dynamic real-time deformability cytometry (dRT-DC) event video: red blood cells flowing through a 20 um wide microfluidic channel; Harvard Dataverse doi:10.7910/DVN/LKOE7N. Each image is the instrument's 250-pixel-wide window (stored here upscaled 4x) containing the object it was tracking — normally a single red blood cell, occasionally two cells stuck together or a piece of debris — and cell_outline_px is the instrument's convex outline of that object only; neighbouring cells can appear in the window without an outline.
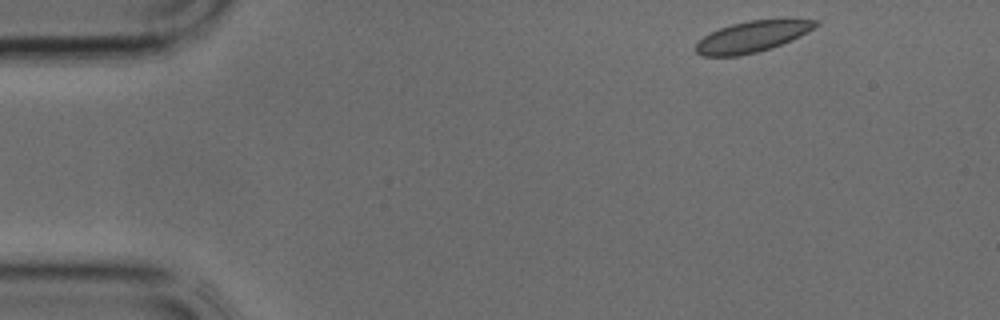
{"species": "common noctule bat (a hibernating species)", "species_latin": "Nyctalus noctula", "temperature_condition": "cold", "stored_images_in_passage": 36, "camera_frame_rate_fps": 3000, "um_per_image_px": 0.085, "animal": {"sex": "male", "body_mass_g": 17.9, "forearm_length_mm": 54.2}, "frame": {"image": 1, "passage_image": 1, "time_ms": 0.0, "image_size_px": [1000, 320], "cell_outline_px": [[820, 24], [808, 32], [792, 40], [772, 48], [740, 56], [704, 56], [696, 52], [696, 44], [704, 36], [720, 28], [732, 24], [748, 20], [820, 20]], "centroid_in_image_um": [63.95, 3.12], "position_along_channel_um": 21.0, "area_um2": 21.44}}
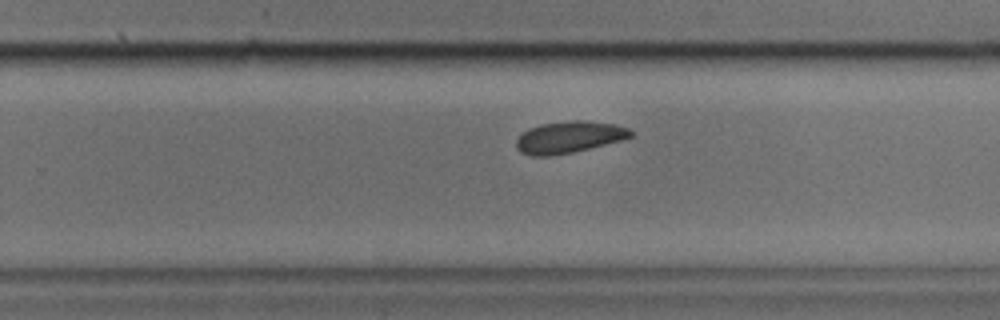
{"frame": {"image": 2, "passage_image": 21, "time_ms": 6.667, "image_size_px": [1000, 320], "cell_outline_px": [[636, 132], [632, 136], [620, 140], [572, 152], [552, 156], [532, 156], [520, 152], [516, 148], [516, 140], [528, 128], [540, 124], [572, 120], [584, 120], [616, 124], [628, 128]], "centroid_in_image_um": [48.36, 11.65], "position_along_channel_um": 281.4, "area_um2": 21.15}}
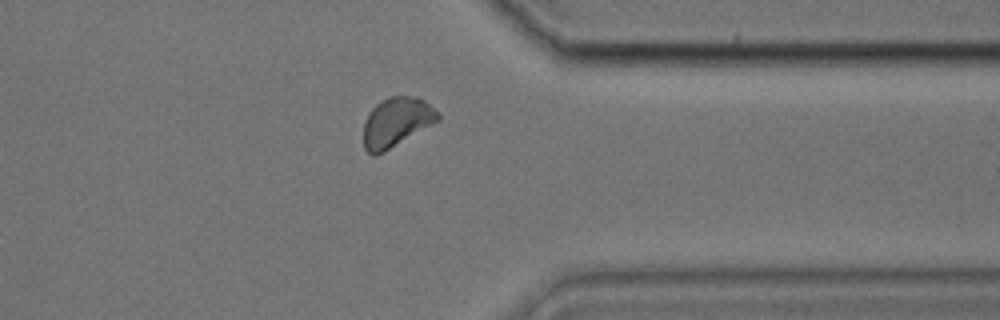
{"frame": {"image": 3, "passage_image": 27, "time_ms": 8.667, "image_size_px": [1000, 320], "cell_outline_px": [[440, 120], [384, 152], [376, 156], [372, 156], [364, 148], [364, 124], [372, 108], [380, 100], [388, 96], [408, 96], [424, 100], [440, 116]], "centroid_in_image_um": [33.67, 10.4], "position_along_channel_um": 377.7, "area_um2": 21.15}}